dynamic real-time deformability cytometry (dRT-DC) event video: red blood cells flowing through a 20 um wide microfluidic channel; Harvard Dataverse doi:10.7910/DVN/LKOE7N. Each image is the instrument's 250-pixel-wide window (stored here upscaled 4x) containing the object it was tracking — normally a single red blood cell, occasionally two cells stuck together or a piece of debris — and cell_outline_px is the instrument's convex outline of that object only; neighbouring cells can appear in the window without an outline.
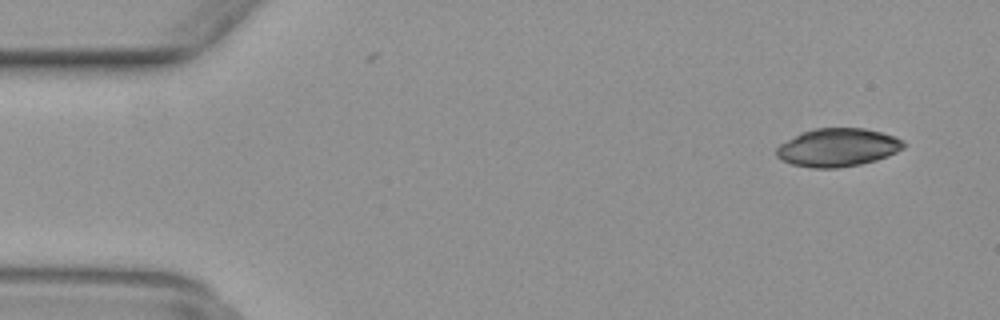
{"species": "common noctule bat (a hibernating species)", "species_latin": "Nyctalus noctula", "temperature_condition": "warm", "stored_images_in_passage": 50, "camera_frame_rate_fps": 3000, "um_per_image_px": 0.085, "animal": {"sex": "female", "body_mass_g": 29.2, "forearm_length_mm": 56.3}, "frame": {"image": 1, "passage_image": 4, "time_ms": 1.0, "image_size_px": [1000, 320], "cell_outline_px": [[904, 148], [888, 156], [876, 160], [860, 164], [836, 168], [812, 168], [792, 164], [776, 156], [776, 148], [780, 144], [800, 132], [812, 128], [864, 128], [880, 132], [904, 140]], "centroid_in_image_um": [71.19, 12.53], "position_along_channel_um": 13.8, "area_um2": 28.26}}
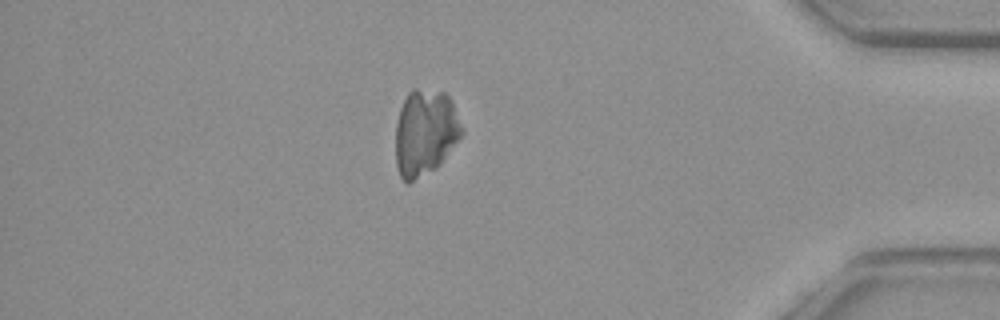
{"frame": {"image": 2, "passage_image": 43, "time_ms": 14.0, "image_size_px": [1000, 320], "cell_outline_px": [[464, 132], [440, 164], [436, 168], [408, 184], [400, 176], [396, 168], [396, 124], [400, 108], [408, 92], [412, 88], [416, 88], [444, 92], [452, 100]], "centroid_in_image_um": [36.13, 11.26], "position_along_channel_um": 399.1, "area_um2": 33.35}}
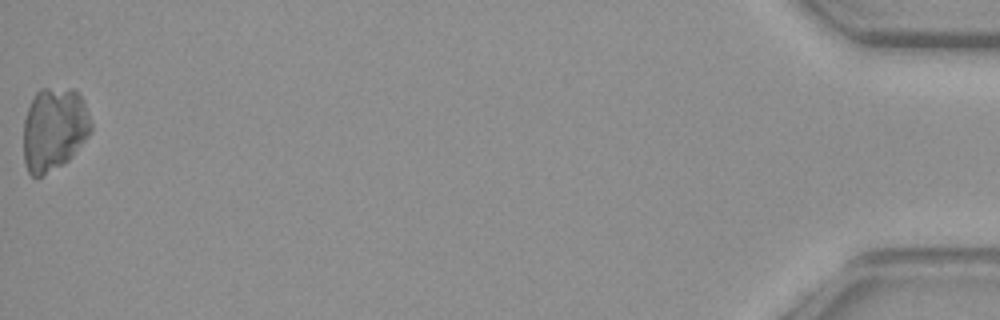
{"frame": {"image": 3, "passage_image": 50, "time_ms": 16.333, "image_size_px": [1000, 320], "cell_outline_px": [[92, 132], [72, 156], [64, 164], [40, 176], [32, 176], [28, 172], [24, 164], [24, 120], [28, 108], [36, 92], [40, 88], [72, 88], [80, 96], [84, 104], [92, 124]], "centroid_in_image_um": [4.59, 10.98], "position_along_channel_um": 430.6, "area_um2": 32.77}}